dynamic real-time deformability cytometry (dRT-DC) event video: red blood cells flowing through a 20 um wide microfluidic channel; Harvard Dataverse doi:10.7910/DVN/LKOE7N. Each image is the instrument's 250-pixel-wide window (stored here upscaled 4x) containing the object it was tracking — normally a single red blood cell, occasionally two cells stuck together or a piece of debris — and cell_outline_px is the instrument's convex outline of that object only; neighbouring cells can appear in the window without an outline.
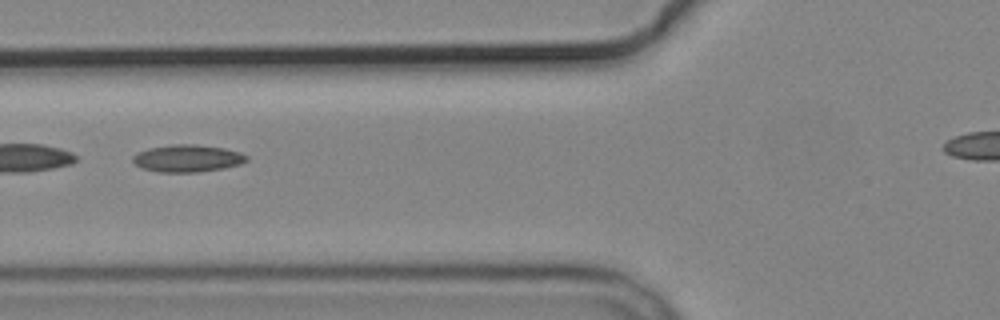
{"species": "common noctule bat (a hibernating species)", "species_latin": "Nyctalus noctula", "temperature_condition": "cold", "stored_images_in_passage": 6, "camera_frame_rate_fps": 3000, "um_per_image_px": 0.085, "animal": {"sex": "male", "body_mass_g": 19.2, "forearm_length_mm": 51.8}, "frame": {"image": 1, "passage_image": 2, "time_ms": 1.333, "image_size_px": [1000, 320], "cell_outline_px": [[248, 160], [240, 164], [224, 168], [196, 172], [156, 172], [140, 168], [132, 160], [132, 156], [136, 152], [148, 148], [172, 144], [196, 144], [224, 148], [240, 152], [248, 156]], "centroid_in_image_um": [15.9, 13.45], "position_along_channel_um": 109.9, "area_um2": 18.26}}
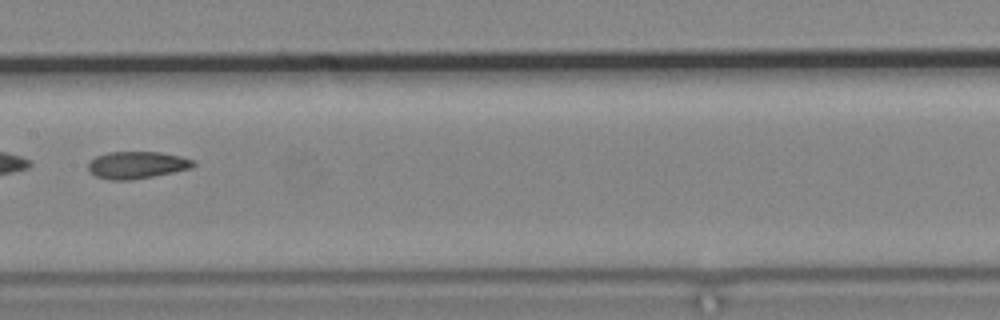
{"frame": {"image": 2, "passage_image": 4, "time_ms": 3.667, "image_size_px": [1000, 320], "cell_outline_px": [[196, 164], [192, 168], [132, 180], [108, 180], [96, 176], [88, 172], [88, 164], [96, 156], [108, 152], [160, 152], [180, 156], [196, 160]], "centroid_in_image_um": [11.64, 14.02], "position_along_channel_um": 195.8, "area_um2": 16.7}}
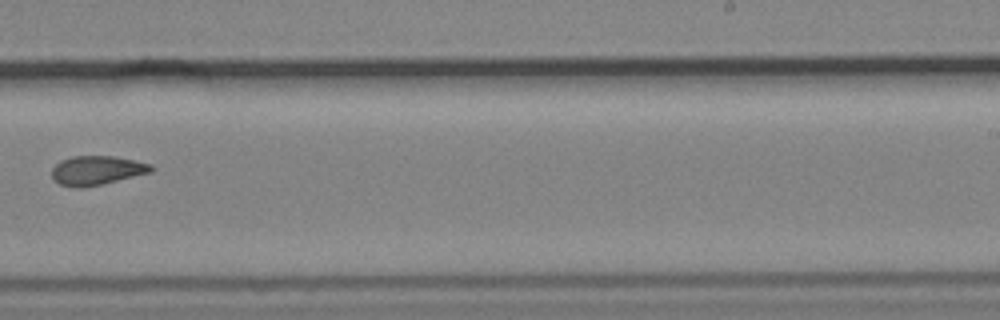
{"frame": {"image": 3, "passage_image": 6, "time_ms": 6.0, "image_size_px": [1000, 320], "cell_outline_px": [[152, 172], [84, 188], [76, 188], [60, 184], [52, 176], [52, 168], [60, 160], [72, 156], [116, 156], [152, 164]], "centroid_in_image_um": [8.22, 14.47], "position_along_channel_um": 280.8, "area_um2": 16.82}}